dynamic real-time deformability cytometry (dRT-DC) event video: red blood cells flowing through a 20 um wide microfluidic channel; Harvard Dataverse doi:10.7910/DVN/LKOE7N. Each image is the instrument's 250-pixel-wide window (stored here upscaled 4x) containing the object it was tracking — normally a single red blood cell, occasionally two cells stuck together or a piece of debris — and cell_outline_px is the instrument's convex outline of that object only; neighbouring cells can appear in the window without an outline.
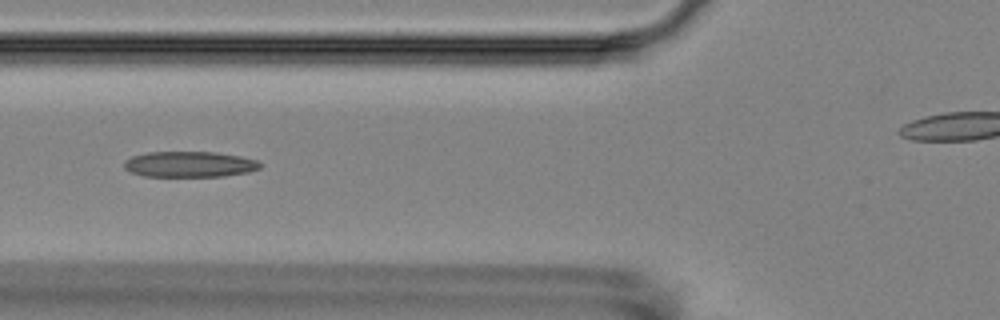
{"species": "Egyptian fruit bat (a non-hibernating species)", "species_latin": "Rousettus aegyptiacus", "temperature_condition": "room temperature", "stored_images_in_passage": 13, "camera_frame_rate_fps": 3000, "um_per_image_px": 0.085, "animal": {"sex": "female"}, "frame": {"image": 1, "passage_image": 5, "time_ms": 4.667, "image_size_px": [1000, 320], "cell_outline_px": [[260, 168], [248, 172], [224, 176], [144, 176], [132, 172], [124, 168], [124, 160], [132, 156], [148, 152], [216, 152], [240, 156], [256, 160], [260, 164]], "centroid_in_image_um": [16.09, 13.96], "position_along_channel_um": 109.7, "area_um2": 20.29}}
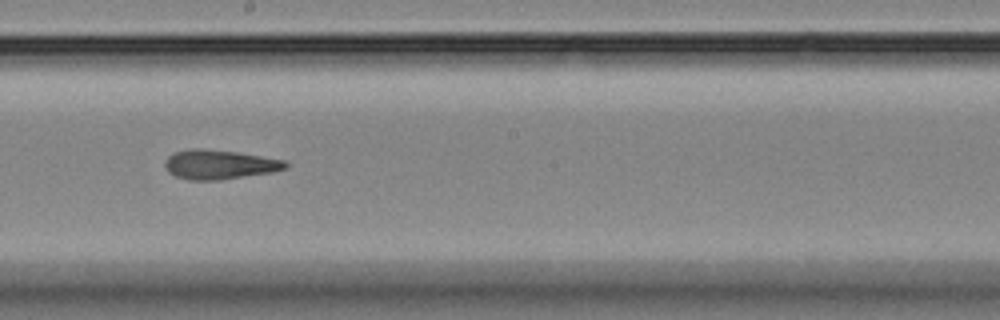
{"frame": {"image": 2, "passage_image": 8, "time_ms": 8.0, "image_size_px": [1000, 320], "cell_outline_px": [[288, 168], [272, 172], [220, 180], [188, 180], [176, 176], [168, 172], [164, 164], [164, 160], [172, 152], [188, 148], [204, 148], [236, 152], [284, 160], [288, 164]], "centroid_in_image_um": [18.6, 13.97], "position_along_channel_um": 229.6, "area_um2": 20.81}}
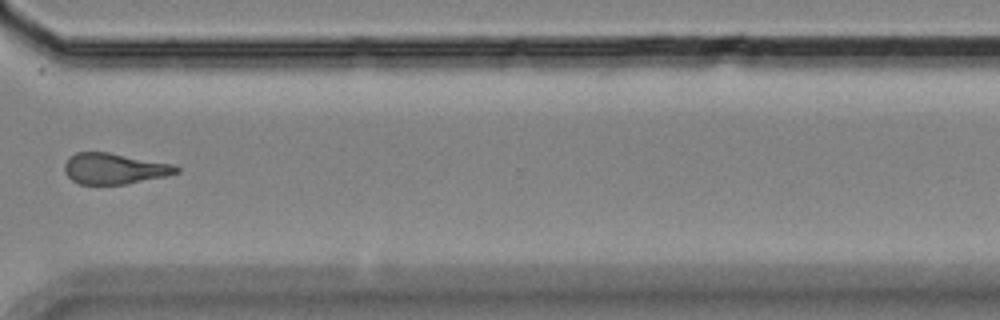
{"frame": {"image": 3, "passage_image": 11, "time_ms": 11.667, "image_size_px": [1000, 320], "cell_outline_px": [[180, 172], [164, 176], [124, 184], [80, 184], [72, 180], [64, 172], [64, 164], [68, 156], [76, 152], [108, 152], [172, 164], [180, 168]], "centroid_in_image_um": [9.67, 14.32], "position_along_channel_um": 360.9, "area_um2": 20.0}}